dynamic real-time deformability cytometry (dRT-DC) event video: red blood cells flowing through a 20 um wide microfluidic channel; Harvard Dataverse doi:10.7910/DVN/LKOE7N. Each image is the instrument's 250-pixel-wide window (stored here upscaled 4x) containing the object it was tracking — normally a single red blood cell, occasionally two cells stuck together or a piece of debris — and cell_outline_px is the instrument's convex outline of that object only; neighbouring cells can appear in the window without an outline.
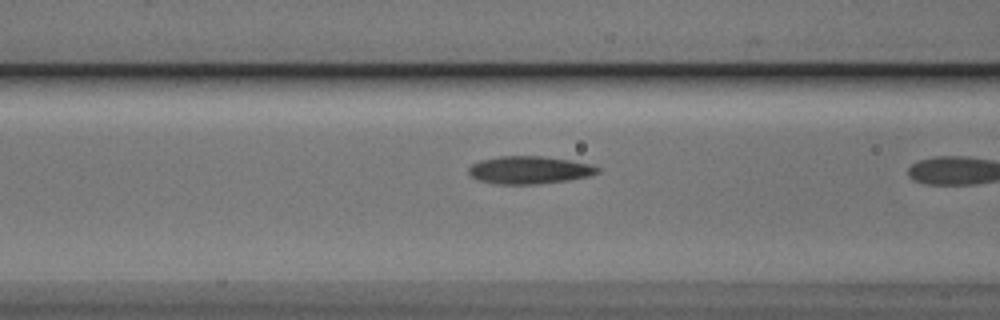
{"species": "Egyptian fruit bat (a non-hibernating species)", "species_latin": "Rousettus aegyptiacus", "temperature_condition": "cold", "stored_images_in_passage": 7, "camera_frame_rate_fps": 3000, "um_per_image_px": 0.085, "animal": {"sex": "male"}, "frame": {"image": 1, "passage_image": 6, "time_ms": 1.667, "image_size_px": [1000, 320], "cell_outline_px": [[600, 172], [588, 176], [568, 180], [540, 184], [496, 184], [480, 180], [472, 176], [468, 172], [468, 168], [472, 164], [480, 160], [500, 156], [540, 156], [572, 160], [592, 164], [600, 168]], "centroid_in_image_um": [45.02, 14.45], "position_along_channel_um": 121.6, "area_um2": 20.87}}